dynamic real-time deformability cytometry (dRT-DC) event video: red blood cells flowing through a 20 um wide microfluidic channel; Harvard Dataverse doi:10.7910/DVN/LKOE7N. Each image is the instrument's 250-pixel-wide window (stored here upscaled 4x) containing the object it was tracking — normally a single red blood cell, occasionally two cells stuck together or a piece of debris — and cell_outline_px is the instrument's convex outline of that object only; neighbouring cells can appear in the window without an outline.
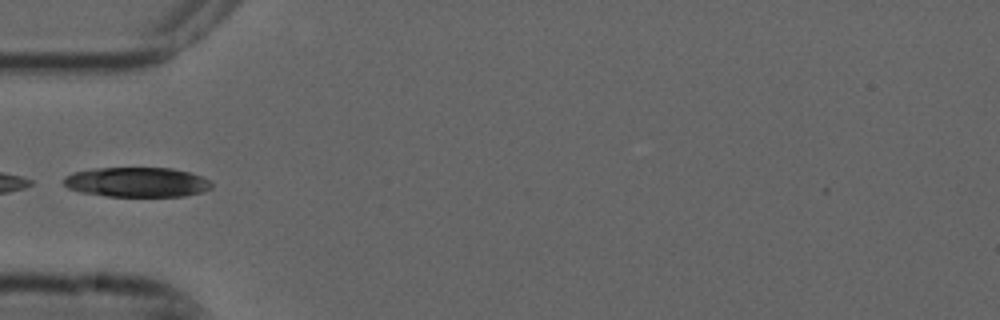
{"species": "common noctule bat (a hibernating species)", "species_latin": "Nyctalus noctula", "temperature_condition": "cold", "stored_images_in_passage": 5, "camera_frame_rate_fps": 3000, "um_per_image_px": 0.085, "animal": {"sex": "male", "forearm_length_mm": 52.5}, "frame": {"image": 1, "passage_image": 5, "time_ms": 1.333, "image_size_px": [1000, 320], "cell_outline_px": [[212, 188], [200, 192], [184, 196], [108, 196], [80, 192], [68, 188], [64, 184], [64, 176], [72, 172], [96, 168], [172, 168], [188, 172], [212, 180]], "centroid_in_image_um": [11.63, 15.48], "position_along_channel_um": 73.4, "area_um2": 25.66}}